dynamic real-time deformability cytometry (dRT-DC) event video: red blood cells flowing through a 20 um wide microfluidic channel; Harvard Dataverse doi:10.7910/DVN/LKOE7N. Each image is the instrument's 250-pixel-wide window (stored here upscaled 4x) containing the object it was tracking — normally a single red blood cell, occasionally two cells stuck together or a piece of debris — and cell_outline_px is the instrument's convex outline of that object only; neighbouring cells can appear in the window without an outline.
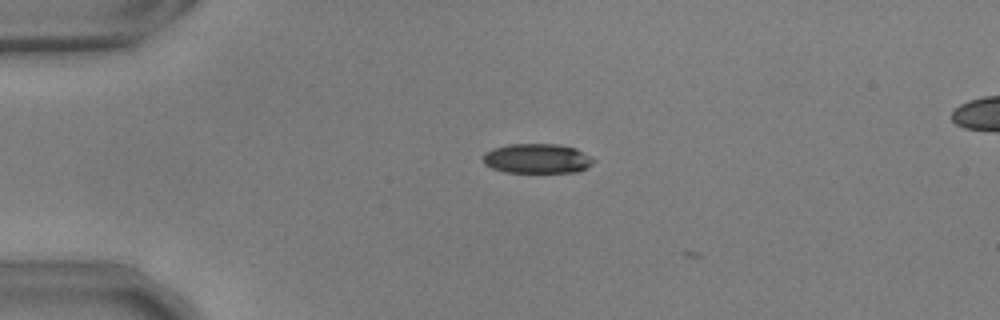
{"species": "common noctule bat (a hibernating species)", "species_latin": "Nyctalus noctula", "temperature_condition": "warm", "stored_images_in_passage": 3, "camera_frame_rate_fps": 3000, "um_per_image_px": 0.085, "animal": {"sex": "male", "body_mass_g": 17.9, "forearm_length_mm": 54.2}, "frame": {"image": 1, "passage_image": 2, "time_ms": 0.333, "image_size_px": [1000, 320], "cell_outline_px": [[596, 160], [588, 168], [576, 172], [504, 172], [492, 168], [484, 164], [480, 156], [484, 152], [492, 148], [512, 144], [556, 144], [576, 148]], "centroid_in_image_um": [45.62, 13.48], "position_along_channel_um": 39.4, "area_um2": 19.31}}